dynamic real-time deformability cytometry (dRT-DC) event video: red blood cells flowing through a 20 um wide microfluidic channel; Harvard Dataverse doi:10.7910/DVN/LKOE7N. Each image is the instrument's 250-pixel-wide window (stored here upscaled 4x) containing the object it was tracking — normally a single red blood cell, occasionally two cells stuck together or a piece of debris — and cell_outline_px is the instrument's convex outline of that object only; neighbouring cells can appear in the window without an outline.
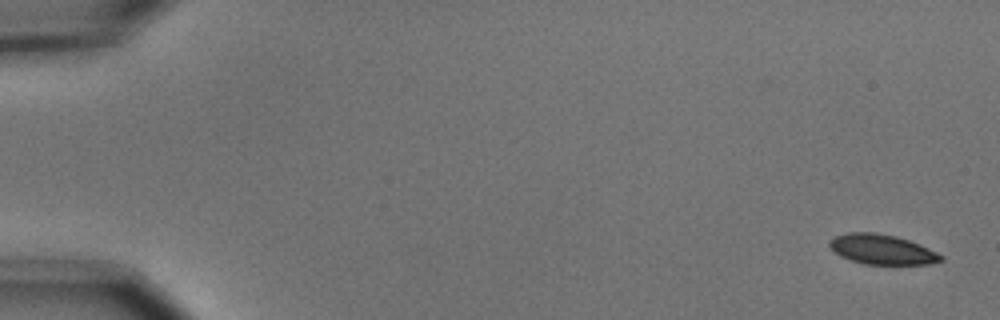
{"species": "common noctule bat (a hibernating species)", "species_latin": "Nyctalus noctula", "temperature_condition": "cold", "stored_images_in_passage": 10, "camera_frame_rate_fps": 3000, "um_per_image_px": 0.085, "animal": {"sex": "male", "body_mass_g": 15.6}, "frame": {"image": 1, "passage_image": 1, "time_ms": 0.0, "image_size_px": [1000, 320], "cell_outline_px": [[944, 260], [928, 264], [864, 264], [840, 256], [828, 244], [828, 240], [832, 236], [848, 232], [876, 232], [896, 236], [920, 244], [944, 256]], "centroid_in_image_um": [74.95, 21.18], "position_along_channel_um": 10.1, "area_um2": 19.48}}
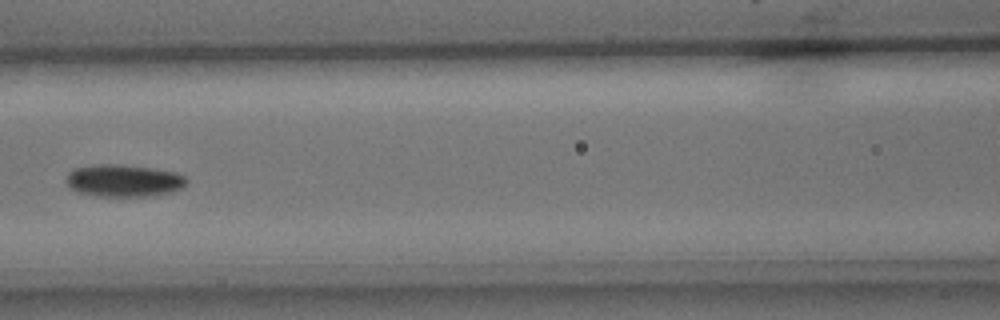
{"frame": {"image": 2, "passage_image": 7, "time_ms": 2.0, "image_size_px": [1000, 320], "cell_outline_px": [[188, 184], [184, 188], [172, 192], [152, 196], [96, 196], [80, 192], [72, 188], [64, 180], [68, 172], [72, 168], [92, 164], [120, 164], [152, 168], [176, 172], [184, 176], [188, 180]], "centroid_in_image_um": [10.53, 15.34], "position_along_channel_um": 156.1, "area_um2": 23.0}}
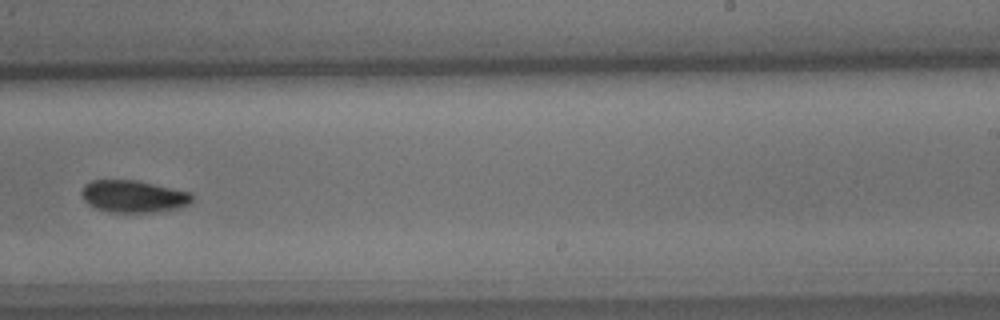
{"frame": {"image": 3, "passage_image": 10, "time_ms": 3.0, "image_size_px": [1000, 320], "cell_outline_px": [[192, 200], [188, 204], [180, 208], [156, 212], [112, 212], [96, 208], [88, 204], [84, 200], [80, 192], [84, 184], [92, 180], [136, 180], [192, 192]], "centroid_in_image_um": [11.34, 16.69], "position_along_channel_um": 277.7, "area_um2": 20.81}}